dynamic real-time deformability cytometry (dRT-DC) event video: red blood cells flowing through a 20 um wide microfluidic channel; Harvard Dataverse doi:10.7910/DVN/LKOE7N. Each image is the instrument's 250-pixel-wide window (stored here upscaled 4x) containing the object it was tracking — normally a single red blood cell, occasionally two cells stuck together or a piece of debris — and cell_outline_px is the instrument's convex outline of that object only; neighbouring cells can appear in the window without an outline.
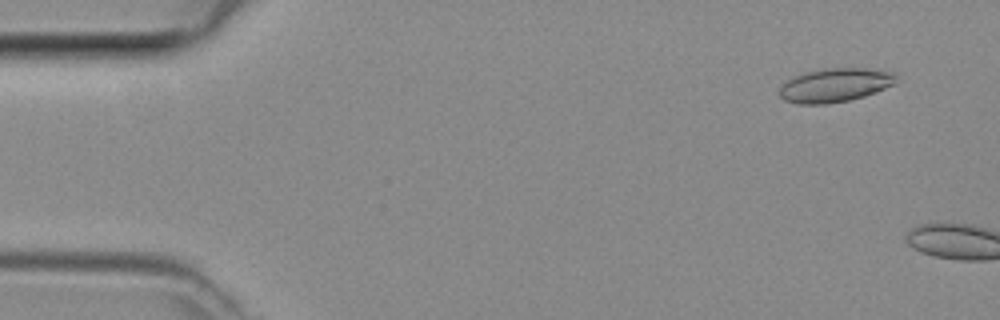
{"species": "common noctule bat (a hibernating species)", "species_latin": "Nyctalus noctula", "temperature_condition": "room temperature", "stored_images_in_passage": 2, "camera_frame_rate_fps": 3000, "um_per_image_px": 0.085, "animal": {"sex": "female", "body_mass_g": 29.2, "forearm_length_mm": 56.3}, "frame": {"image": 1, "passage_image": 1, "time_ms": 0.0, "image_size_px": [1000, 320], "cell_outline_px": [[896, 84], [876, 92], [864, 96], [848, 100], [828, 104], [796, 104], [784, 100], [780, 96], [780, 88], [788, 80], [796, 76], [808, 72], [828, 68], [864, 68], [896, 72]], "centroid_in_image_um": [71.02, 7.24], "position_along_channel_um": 14.0, "area_um2": 22.89}}